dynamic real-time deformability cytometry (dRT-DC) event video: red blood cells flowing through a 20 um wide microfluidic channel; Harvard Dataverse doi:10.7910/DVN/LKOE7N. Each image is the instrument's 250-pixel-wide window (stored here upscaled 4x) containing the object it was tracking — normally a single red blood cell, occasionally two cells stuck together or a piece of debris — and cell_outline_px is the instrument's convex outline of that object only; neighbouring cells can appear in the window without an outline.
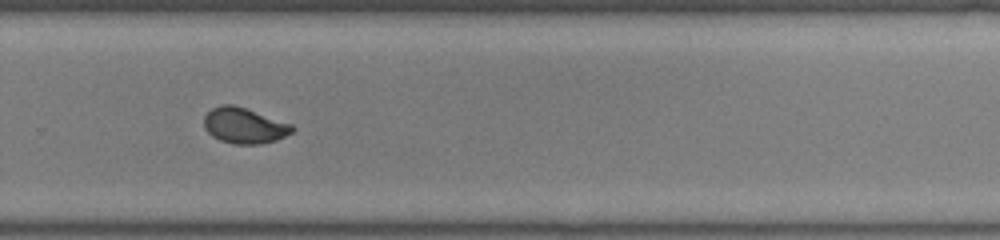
{"species": "common noctule bat (a hibernating species)", "species_latin": "Nyctalus noctula", "temperature_condition": "room temperature", "stored_images_in_passage": 34, "camera_frame_rate_fps": 3000, "um_per_image_px": 0.085, "animal": {"sex": "female", "body_mass_g": 22.0, "forearm_length_mm": 56.7}, "frame": {"image": 1, "passage_image": 20, "time_ms": 6.333, "image_size_px": [1000, 240], "cell_outline_px": [[296, 128], [292, 132], [276, 140], [260, 144], [232, 144], [220, 140], [212, 136], [204, 128], [204, 116], [212, 108], [220, 104], [232, 104], [292, 124]], "centroid_in_image_um": [20.74, 10.68], "position_along_channel_um": 309.1, "area_um2": 18.26}, "authors_computed_cell_mechanics": {"area_um2": 18.4671, "velocity_mm_per_s": 4.0235, "shape_relaxation_time_tau1_ms": 4.9347, "shape_relaxation_time_tau2_ms": null, "deformation_change_tau1": 0.1612, "deformation_change_tau2": null}}